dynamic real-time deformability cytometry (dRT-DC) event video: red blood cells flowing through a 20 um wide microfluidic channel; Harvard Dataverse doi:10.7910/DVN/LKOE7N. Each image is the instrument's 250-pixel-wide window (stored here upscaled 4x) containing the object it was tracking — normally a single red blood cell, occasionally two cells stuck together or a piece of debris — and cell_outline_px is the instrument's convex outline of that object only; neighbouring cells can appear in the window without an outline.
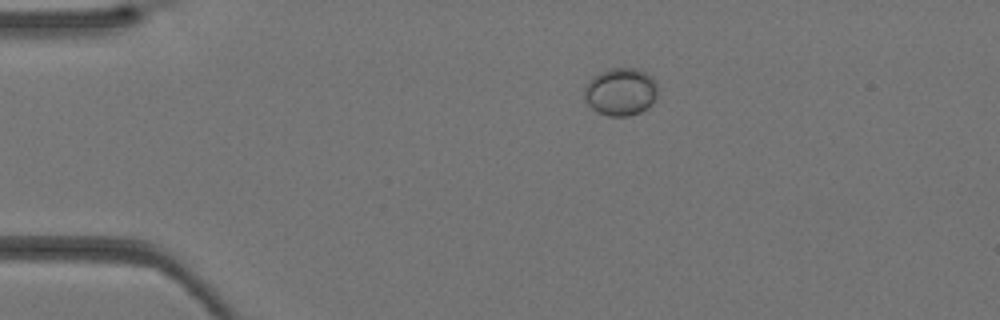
{"species": "Egyptian fruit bat (a non-hibernating species)", "species_latin": "Rousettus aegyptiacus", "temperature_condition": "warm", "stored_images_in_passage": 33, "camera_frame_rate_fps": 3000, "um_per_image_px": 0.085, "animal": {"sex": "female"}, "frame": {"image": 1, "passage_image": 1, "time_ms": 0.0, "image_size_px": [1000, 320], "cell_outline_px": [[656, 96], [652, 104], [640, 112], [628, 116], [608, 116], [596, 112], [588, 104], [584, 96], [584, 88], [588, 80], [592, 76], [608, 68], [636, 68], [644, 72], [656, 84]], "centroid_in_image_um": [52.7, 7.8], "position_along_channel_um": 32.3, "area_um2": 20.35}}
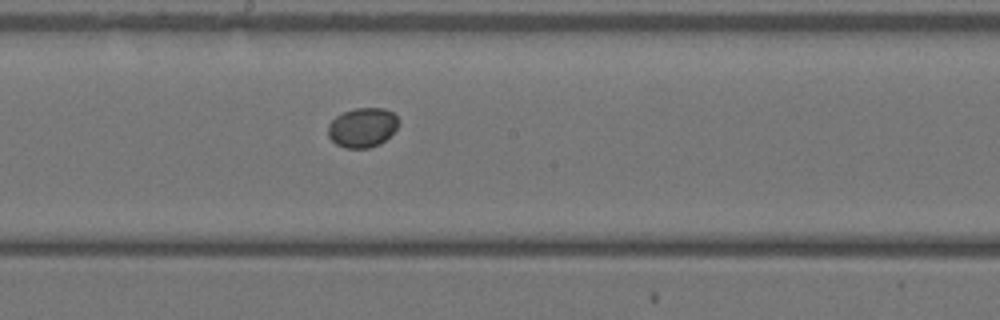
{"frame": {"image": 2, "passage_image": 15, "time_ms": 4.667, "image_size_px": [1000, 320], "cell_outline_px": [[400, 124], [380, 144], [368, 148], [344, 148], [336, 144], [328, 136], [328, 124], [336, 116], [344, 112], [356, 108], [384, 108], [392, 112], [400, 120]], "centroid_in_image_um": [30.81, 10.84], "position_along_channel_um": 217.4, "area_um2": 16.24}}
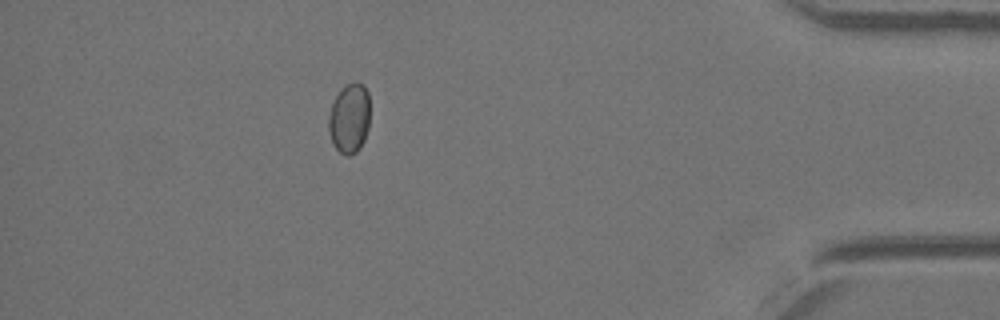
{"frame": {"image": 3, "passage_image": 29, "time_ms": 9.333, "image_size_px": [1000, 320], "cell_outline_px": [[368, 128], [364, 140], [360, 148], [356, 152], [348, 156], [344, 156], [332, 144], [328, 128], [328, 116], [332, 104], [340, 88], [344, 84], [356, 80], [364, 84], [368, 92]], "centroid_in_image_um": [29.68, 10.03], "position_along_channel_um": 405.5, "area_um2": 17.11}}